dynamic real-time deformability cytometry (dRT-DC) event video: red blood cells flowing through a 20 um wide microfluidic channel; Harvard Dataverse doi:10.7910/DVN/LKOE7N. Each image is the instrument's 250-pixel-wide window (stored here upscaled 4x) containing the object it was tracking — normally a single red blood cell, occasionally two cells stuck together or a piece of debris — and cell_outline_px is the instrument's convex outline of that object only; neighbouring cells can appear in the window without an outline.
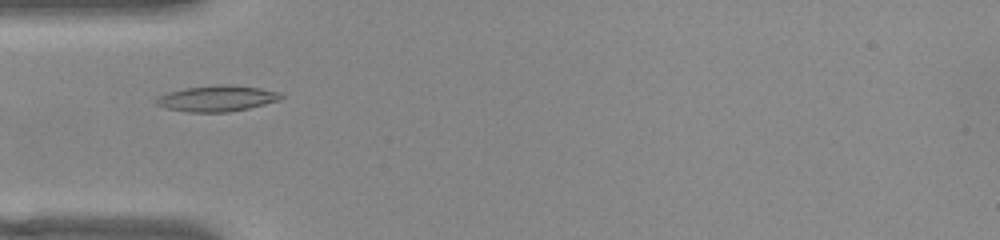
{"species": "common noctule bat (a hibernating species)", "species_latin": "Nyctalus noctula", "temperature_condition": "warm", "stored_images_in_passage": 39, "camera_frame_rate_fps": 3000, "um_per_image_px": 0.085, "animal": {"sex": "female", "body_mass_g": 22.0, "forearm_length_mm": 56.7}, "frame": {"image": 1, "passage_image": 3, "time_ms": 0.667, "image_size_px": [1000, 240], "cell_outline_px": [[284, 96], [280, 100], [248, 108], [228, 112], [188, 112], [168, 108], [156, 104], [156, 96], [168, 92], [184, 88], [220, 84], [260, 88], [280, 92]], "centroid_in_image_um": [18.44, 8.36], "position_along_channel_um": 66.6, "area_um2": 18.73}}
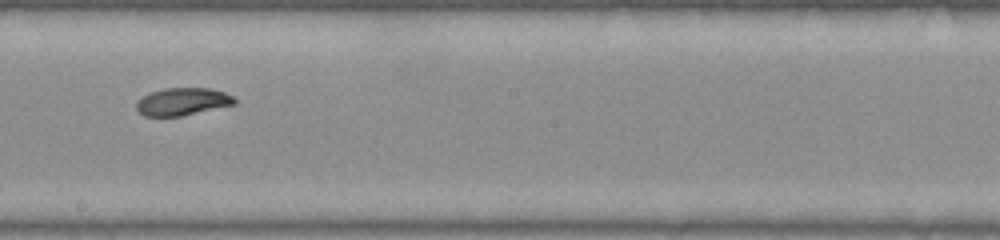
{"frame": {"image": 2, "passage_image": 16, "time_ms": 5.0, "image_size_px": [1000, 240], "cell_outline_px": [[236, 104], [180, 116], [144, 116], [136, 108], [136, 104], [148, 92], [164, 88], [208, 88], [224, 92], [236, 96]], "centroid_in_image_um": [15.54, 8.63], "position_along_channel_um": 232.7, "area_um2": 15.72}}
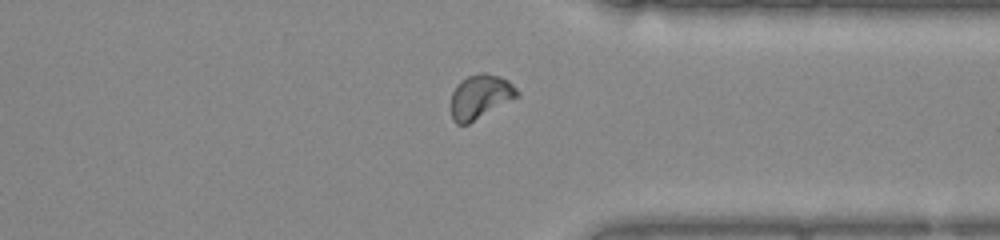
{"frame": {"image": 3, "passage_image": 27, "time_ms": 8.667, "image_size_px": [1000, 240], "cell_outline_px": [[520, 96], [468, 124], [456, 124], [452, 120], [452, 92], [456, 84], [460, 80], [468, 76], [480, 72], [484, 72], [500, 76], [508, 80], [520, 92]], "centroid_in_image_um": [40.83, 8.2], "position_along_channel_um": 370.6, "area_um2": 17.17}, "authors_computed_cell_mechanics": {"area_um2": 16.4152, "velocity_mm_per_s": 3.8326, "shape_relaxation_time_tau1_ms": 4.252, "shape_relaxation_time_tau2_ms": 8.3628, "deformation_change_tau1": 0.1494, "deformation_change_tau2": 0.0776}}